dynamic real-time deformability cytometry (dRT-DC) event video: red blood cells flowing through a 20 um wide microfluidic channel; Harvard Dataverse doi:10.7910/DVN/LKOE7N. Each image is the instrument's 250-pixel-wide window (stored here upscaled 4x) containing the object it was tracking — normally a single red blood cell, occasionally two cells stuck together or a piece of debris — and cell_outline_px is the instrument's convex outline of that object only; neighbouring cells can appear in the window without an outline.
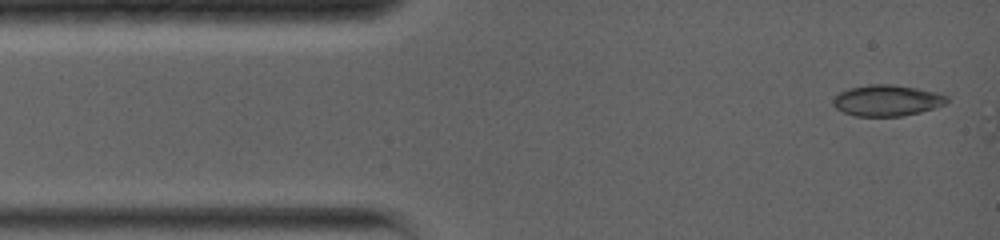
{"species": "common noctule bat (a hibernating species)", "species_latin": "Nyctalus noctula", "temperature_condition": "warm", "stored_images_in_passage": 3, "camera_frame_rate_fps": 5000, "um_per_image_px": 0.085, "animal": {"sex": "female", "body_mass_g": 19.0, "forearm_length_mm": 56.7}, "frame": {"image": 1, "passage_image": 1, "time_ms": 0.0, "image_size_px": [1000, 240], "cell_outline_px": [[948, 100], [944, 104], [920, 112], [904, 116], [856, 116], [844, 112], [836, 108], [832, 104], [832, 100], [840, 92], [848, 88], [872, 84], [892, 84], [916, 88], [936, 92], [948, 96]], "centroid_in_image_um": [75.37, 8.54], "position_along_channel_um": 9.6, "area_um2": 20.52}}